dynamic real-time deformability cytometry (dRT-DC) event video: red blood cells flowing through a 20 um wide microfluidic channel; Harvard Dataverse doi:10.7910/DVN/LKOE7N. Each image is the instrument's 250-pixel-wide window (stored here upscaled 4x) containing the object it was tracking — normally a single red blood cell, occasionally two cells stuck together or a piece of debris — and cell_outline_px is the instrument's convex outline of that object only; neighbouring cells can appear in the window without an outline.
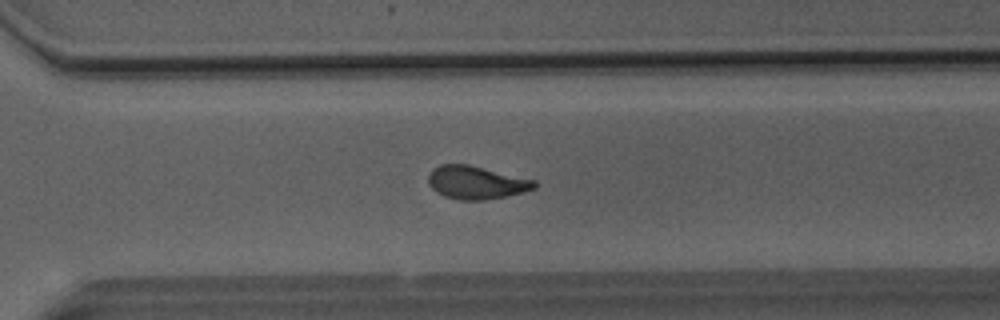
{"species": "Egyptian fruit bat (a non-hibernating species)", "species_latin": "Rousettus aegyptiacus", "temperature_condition": "room temperature", "stored_images_in_passage": 47, "camera_frame_rate_fps": 3000, "um_per_image_px": 0.085, "animal": {"sex": "male"}, "frame": {"image": 1, "passage_image": 33, "time_ms": 10.667, "image_size_px": [1000, 320], "cell_outline_px": [[536, 188], [524, 192], [484, 200], [460, 200], [444, 196], [436, 192], [428, 184], [428, 176], [432, 168], [440, 164], [468, 164], [536, 180]], "centroid_in_image_um": [40.46, 15.51], "position_along_channel_um": 330.1, "area_um2": 20.52}}
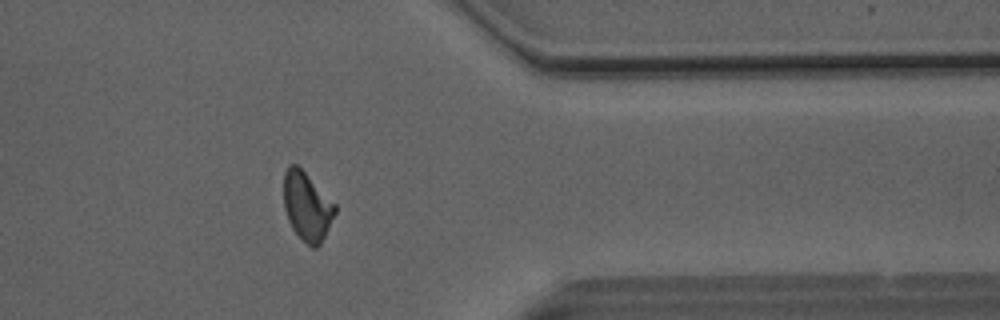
{"frame": {"image": 2, "passage_image": 38, "time_ms": 12.333, "image_size_px": [1000, 320], "cell_outline_px": [[336, 212], [320, 244], [316, 248], [312, 248], [292, 228], [288, 220], [284, 208], [284, 172], [288, 164], [296, 164], [336, 204]], "centroid_in_image_um": [26.08, 17.52], "position_along_channel_um": 385.3, "area_um2": 20.17}}
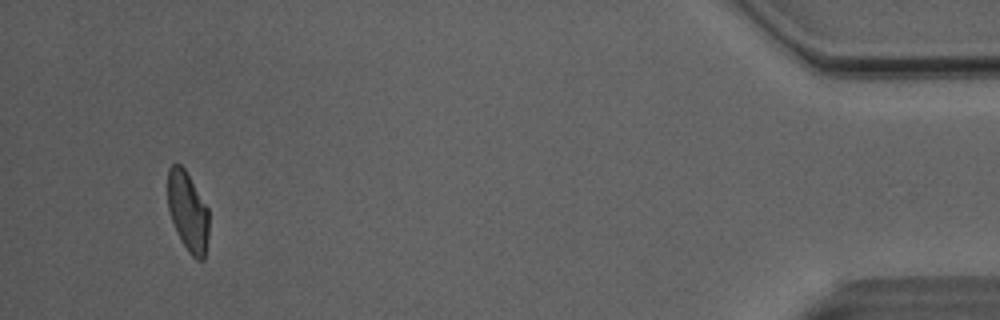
{"frame": {"image": 3, "passage_image": 45, "time_ms": 14.667, "image_size_px": [1000, 320], "cell_outline_px": [[208, 236], [204, 260], [196, 260], [188, 252], [176, 232], [168, 208], [168, 168], [172, 164], [180, 164], [184, 168], [208, 208]], "centroid_in_image_um": [15.96, 18.0], "position_along_channel_um": 419.2, "area_um2": 19.02}, "authors_computed_cell_mechanics": {"area_um2": 20.6924, "velocity_mm_per_s": 4.0992, "shape_relaxation_time_tau1_ms": 5.2076, "shape_relaxation_time_tau2_ms": 1.4123, "deformation_change_tau1": 0.1804, "deformation_change_tau2": 0.0863}}